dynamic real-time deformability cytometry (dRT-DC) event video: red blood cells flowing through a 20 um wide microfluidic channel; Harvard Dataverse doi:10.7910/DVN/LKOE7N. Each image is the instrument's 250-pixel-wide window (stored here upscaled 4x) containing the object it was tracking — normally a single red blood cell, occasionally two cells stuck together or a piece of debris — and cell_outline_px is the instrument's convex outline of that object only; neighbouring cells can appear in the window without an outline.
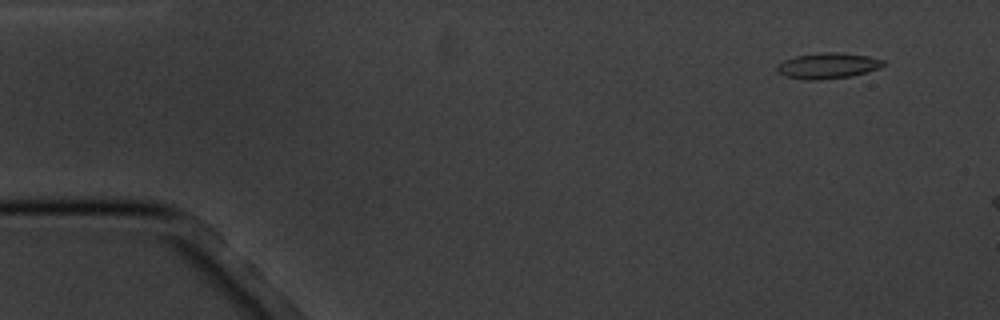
{"species": "common noctule bat (a hibernating species)", "species_latin": "Nyctalus noctula", "temperature_condition": "cold", "stored_images_in_passage": 5, "camera_frame_rate_fps": 3000, "um_per_image_px": 0.085, "animal": {"sex": "male", "body_mass_g": 20.1, "forearm_length_mm": 53.5}, "frame": {"image": 1, "passage_image": 2, "time_ms": 1.0, "image_size_px": [1000, 320], "cell_outline_px": [[884, 64], [880, 68], [852, 76], [820, 80], [804, 80], [784, 76], [776, 72], [776, 64], [784, 60], [796, 56], [824, 52], [836, 52], [868, 56], [884, 60]], "centroid_in_image_um": [70.31, 5.6], "position_along_channel_um": 14.7, "area_um2": 16.07}}